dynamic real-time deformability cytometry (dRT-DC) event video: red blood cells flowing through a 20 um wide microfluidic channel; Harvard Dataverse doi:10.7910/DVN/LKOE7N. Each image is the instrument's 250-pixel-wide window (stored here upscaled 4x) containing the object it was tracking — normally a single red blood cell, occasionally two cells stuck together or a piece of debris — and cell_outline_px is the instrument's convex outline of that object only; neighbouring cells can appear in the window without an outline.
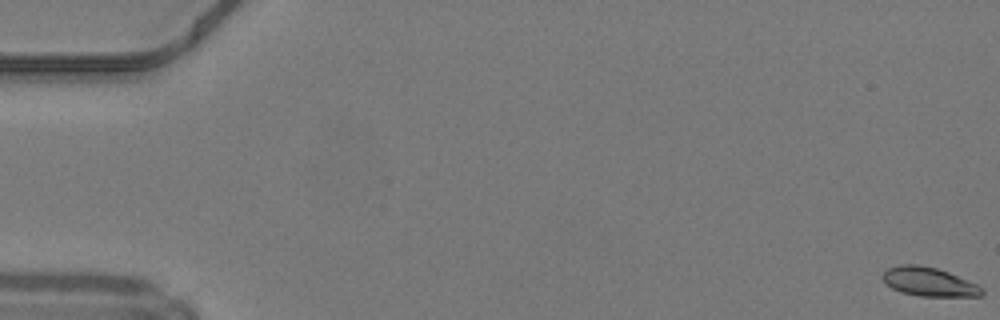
{"species": "common noctule bat (a hibernating species)", "species_latin": "Nyctalus noctula", "temperature_condition": "warm", "stored_images_in_passage": 19, "camera_frame_rate_fps": 3000, "um_per_image_px": 0.085, "animal": {"sex": "male", "body_mass_g": 19.2, "forearm_length_mm": 51.8}, "frame": {"image": 1, "passage_image": 1, "time_ms": 0.0, "image_size_px": [1000, 320], "cell_outline_px": [[984, 292], [980, 296], [920, 296], [900, 292], [884, 284], [880, 276], [888, 268], [900, 264], [916, 264], [936, 268], [948, 272], [976, 284], [984, 288]], "centroid_in_image_um": [78.91, 23.95], "position_along_channel_um": 6.1, "area_um2": 16.76}}
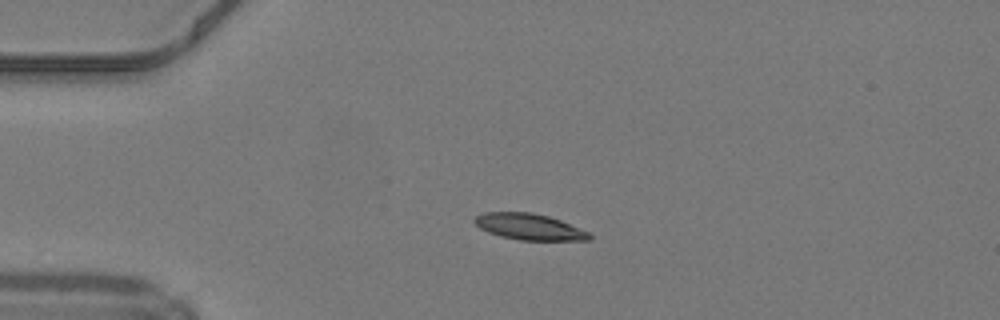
{"frame": {"image": 2, "passage_image": 13, "time_ms": 4.0, "image_size_px": [1000, 320], "cell_outline_px": [[592, 236], [588, 240], [520, 240], [500, 236], [488, 232], [480, 228], [472, 220], [476, 216], [484, 212], [532, 212], [548, 216], [560, 220], [588, 232]], "centroid_in_image_um": [44.95, 19.27], "position_along_channel_um": 40.1, "area_um2": 17.4}}
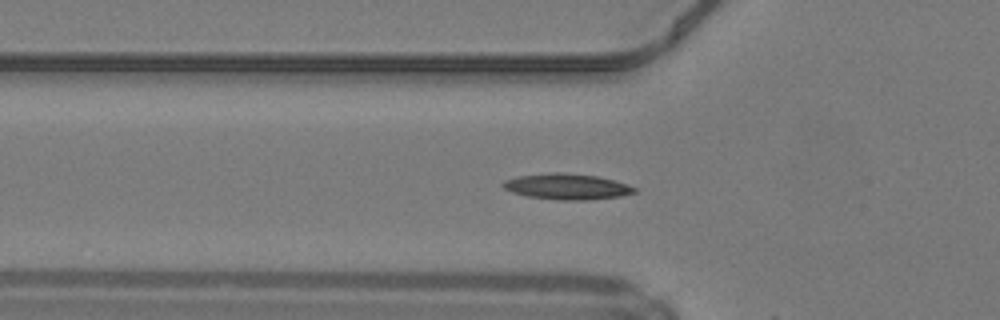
{"frame": {"image": 3, "passage_image": 18, "time_ms": 5.667, "image_size_px": [1000, 320], "cell_outline_px": [[636, 192], [620, 196], [588, 200], [560, 200], [528, 196], [512, 192], [504, 188], [500, 184], [504, 180], [516, 176], [552, 172], [564, 172], [596, 176], [628, 184], [636, 188]], "centroid_in_image_um": [48.16, 15.85], "position_along_channel_um": 77.6, "area_um2": 19.77}}